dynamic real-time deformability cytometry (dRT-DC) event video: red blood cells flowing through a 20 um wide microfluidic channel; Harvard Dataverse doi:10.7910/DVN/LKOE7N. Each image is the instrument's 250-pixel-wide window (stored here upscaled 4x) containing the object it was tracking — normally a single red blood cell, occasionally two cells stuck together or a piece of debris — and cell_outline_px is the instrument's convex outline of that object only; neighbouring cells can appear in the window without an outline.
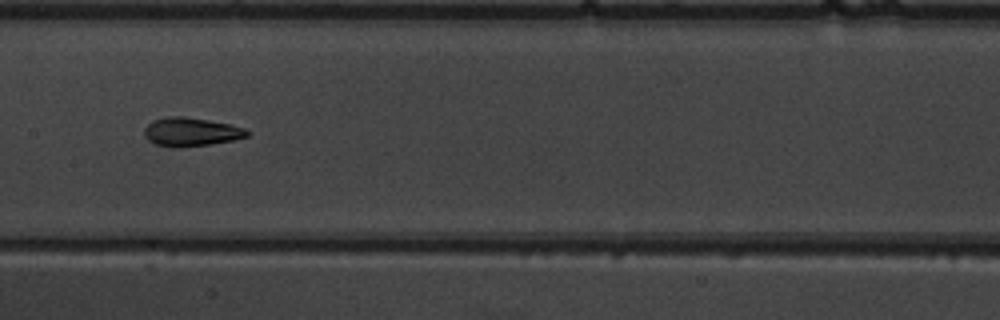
{"species": "common noctule bat (a hibernating species)", "species_latin": "Nyctalus noctula", "temperature_condition": "warm", "stored_images_in_passage": 8, "camera_frame_rate_fps": 3000, "um_per_image_px": 0.085, "animal": {"sex": "male", "body_mass_g": 19.5, "forearm_length_mm": 54.6}, "frame": {"image": 1, "passage_image": 8, "time_ms": 8.0, "image_size_px": [1000, 320], "cell_outline_px": [[248, 136], [232, 140], [208, 144], [176, 148], [172, 148], [156, 144], [148, 140], [144, 136], [144, 128], [152, 120], [168, 116], [184, 116], [208, 120], [228, 124], [244, 128], [248, 132]], "centroid_in_image_um": [16.17, 11.21], "position_along_channel_um": 191.2, "area_um2": 17.05}}